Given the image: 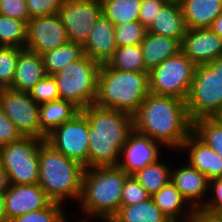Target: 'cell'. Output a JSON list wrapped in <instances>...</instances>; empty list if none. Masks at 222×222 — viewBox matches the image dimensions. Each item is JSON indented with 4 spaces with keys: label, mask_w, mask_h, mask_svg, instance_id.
<instances>
[{
    "label": "cell",
    "mask_w": 222,
    "mask_h": 222,
    "mask_svg": "<svg viewBox=\"0 0 222 222\" xmlns=\"http://www.w3.org/2000/svg\"><path fill=\"white\" fill-rule=\"evenodd\" d=\"M181 52L196 66L210 64L222 56V38L210 28L187 29Z\"/></svg>",
    "instance_id": "15"
},
{
    "label": "cell",
    "mask_w": 222,
    "mask_h": 222,
    "mask_svg": "<svg viewBox=\"0 0 222 222\" xmlns=\"http://www.w3.org/2000/svg\"><path fill=\"white\" fill-rule=\"evenodd\" d=\"M94 1H98V2H101V3H102L104 0H94Z\"/></svg>",
    "instance_id": "52"
},
{
    "label": "cell",
    "mask_w": 222,
    "mask_h": 222,
    "mask_svg": "<svg viewBox=\"0 0 222 222\" xmlns=\"http://www.w3.org/2000/svg\"><path fill=\"white\" fill-rule=\"evenodd\" d=\"M147 28L140 21L125 22L114 26V36L117 47L140 45Z\"/></svg>",
    "instance_id": "33"
},
{
    "label": "cell",
    "mask_w": 222,
    "mask_h": 222,
    "mask_svg": "<svg viewBox=\"0 0 222 222\" xmlns=\"http://www.w3.org/2000/svg\"><path fill=\"white\" fill-rule=\"evenodd\" d=\"M0 222H8L5 209V194H0Z\"/></svg>",
    "instance_id": "46"
},
{
    "label": "cell",
    "mask_w": 222,
    "mask_h": 222,
    "mask_svg": "<svg viewBox=\"0 0 222 222\" xmlns=\"http://www.w3.org/2000/svg\"><path fill=\"white\" fill-rule=\"evenodd\" d=\"M64 205L51 202L46 208L31 211L8 222H61L65 217Z\"/></svg>",
    "instance_id": "35"
},
{
    "label": "cell",
    "mask_w": 222,
    "mask_h": 222,
    "mask_svg": "<svg viewBox=\"0 0 222 222\" xmlns=\"http://www.w3.org/2000/svg\"><path fill=\"white\" fill-rule=\"evenodd\" d=\"M141 2V0H104L102 2L103 15L114 26L138 21Z\"/></svg>",
    "instance_id": "29"
},
{
    "label": "cell",
    "mask_w": 222,
    "mask_h": 222,
    "mask_svg": "<svg viewBox=\"0 0 222 222\" xmlns=\"http://www.w3.org/2000/svg\"><path fill=\"white\" fill-rule=\"evenodd\" d=\"M151 198L161 212L172 222L189 219L194 210L171 180Z\"/></svg>",
    "instance_id": "25"
},
{
    "label": "cell",
    "mask_w": 222,
    "mask_h": 222,
    "mask_svg": "<svg viewBox=\"0 0 222 222\" xmlns=\"http://www.w3.org/2000/svg\"><path fill=\"white\" fill-rule=\"evenodd\" d=\"M23 49L20 47L0 46V89L12 86L18 56Z\"/></svg>",
    "instance_id": "34"
},
{
    "label": "cell",
    "mask_w": 222,
    "mask_h": 222,
    "mask_svg": "<svg viewBox=\"0 0 222 222\" xmlns=\"http://www.w3.org/2000/svg\"><path fill=\"white\" fill-rule=\"evenodd\" d=\"M170 2L181 3L183 0H168Z\"/></svg>",
    "instance_id": "50"
},
{
    "label": "cell",
    "mask_w": 222,
    "mask_h": 222,
    "mask_svg": "<svg viewBox=\"0 0 222 222\" xmlns=\"http://www.w3.org/2000/svg\"><path fill=\"white\" fill-rule=\"evenodd\" d=\"M192 131L222 158V124L213 117H204L193 122Z\"/></svg>",
    "instance_id": "31"
},
{
    "label": "cell",
    "mask_w": 222,
    "mask_h": 222,
    "mask_svg": "<svg viewBox=\"0 0 222 222\" xmlns=\"http://www.w3.org/2000/svg\"><path fill=\"white\" fill-rule=\"evenodd\" d=\"M151 196L147 193L144 187L134 178L129 175L123 185L121 206L134 205L149 199Z\"/></svg>",
    "instance_id": "37"
},
{
    "label": "cell",
    "mask_w": 222,
    "mask_h": 222,
    "mask_svg": "<svg viewBox=\"0 0 222 222\" xmlns=\"http://www.w3.org/2000/svg\"><path fill=\"white\" fill-rule=\"evenodd\" d=\"M133 129L178 151L192 132L193 122L185 100L149 93L133 115Z\"/></svg>",
    "instance_id": "1"
},
{
    "label": "cell",
    "mask_w": 222,
    "mask_h": 222,
    "mask_svg": "<svg viewBox=\"0 0 222 222\" xmlns=\"http://www.w3.org/2000/svg\"><path fill=\"white\" fill-rule=\"evenodd\" d=\"M110 222H172L150 197L144 202L121 206Z\"/></svg>",
    "instance_id": "26"
},
{
    "label": "cell",
    "mask_w": 222,
    "mask_h": 222,
    "mask_svg": "<svg viewBox=\"0 0 222 222\" xmlns=\"http://www.w3.org/2000/svg\"><path fill=\"white\" fill-rule=\"evenodd\" d=\"M185 103L192 122L213 117L222 108V78L209 64L196 66Z\"/></svg>",
    "instance_id": "8"
},
{
    "label": "cell",
    "mask_w": 222,
    "mask_h": 222,
    "mask_svg": "<svg viewBox=\"0 0 222 222\" xmlns=\"http://www.w3.org/2000/svg\"><path fill=\"white\" fill-rule=\"evenodd\" d=\"M116 48L114 25L102 15L92 27L83 45L84 54L97 63L104 64L113 57Z\"/></svg>",
    "instance_id": "19"
},
{
    "label": "cell",
    "mask_w": 222,
    "mask_h": 222,
    "mask_svg": "<svg viewBox=\"0 0 222 222\" xmlns=\"http://www.w3.org/2000/svg\"><path fill=\"white\" fill-rule=\"evenodd\" d=\"M0 15L26 23L30 20L26 0H1Z\"/></svg>",
    "instance_id": "39"
},
{
    "label": "cell",
    "mask_w": 222,
    "mask_h": 222,
    "mask_svg": "<svg viewBox=\"0 0 222 222\" xmlns=\"http://www.w3.org/2000/svg\"><path fill=\"white\" fill-rule=\"evenodd\" d=\"M69 42L58 14L35 17L26 23L25 48L39 55Z\"/></svg>",
    "instance_id": "13"
},
{
    "label": "cell",
    "mask_w": 222,
    "mask_h": 222,
    "mask_svg": "<svg viewBox=\"0 0 222 222\" xmlns=\"http://www.w3.org/2000/svg\"><path fill=\"white\" fill-rule=\"evenodd\" d=\"M140 45L146 69L150 72L167 58L180 53L182 40L147 31Z\"/></svg>",
    "instance_id": "21"
},
{
    "label": "cell",
    "mask_w": 222,
    "mask_h": 222,
    "mask_svg": "<svg viewBox=\"0 0 222 222\" xmlns=\"http://www.w3.org/2000/svg\"><path fill=\"white\" fill-rule=\"evenodd\" d=\"M52 200L46 192L36 184H10L5 193V209L7 220L22 216L31 211L46 208Z\"/></svg>",
    "instance_id": "16"
},
{
    "label": "cell",
    "mask_w": 222,
    "mask_h": 222,
    "mask_svg": "<svg viewBox=\"0 0 222 222\" xmlns=\"http://www.w3.org/2000/svg\"><path fill=\"white\" fill-rule=\"evenodd\" d=\"M101 64L84 55L52 75L60 99L72 102L80 110L94 104Z\"/></svg>",
    "instance_id": "6"
},
{
    "label": "cell",
    "mask_w": 222,
    "mask_h": 222,
    "mask_svg": "<svg viewBox=\"0 0 222 222\" xmlns=\"http://www.w3.org/2000/svg\"><path fill=\"white\" fill-rule=\"evenodd\" d=\"M180 6L187 29L209 28L222 13V0H183Z\"/></svg>",
    "instance_id": "24"
},
{
    "label": "cell",
    "mask_w": 222,
    "mask_h": 222,
    "mask_svg": "<svg viewBox=\"0 0 222 222\" xmlns=\"http://www.w3.org/2000/svg\"><path fill=\"white\" fill-rule=\"evenodd\" d=\"M171 181L193 208H202L206 203L209 180L196 168L185 163L171 170Z\"/></svg>",
    "instance_id": "17"
},
{
    "label": "cell",
    "mask_w": 222,
    "mask_h": 222,
    "mask_svg": "<svg viewBox=\"0 0 222 222\" xmlns=\"http://www.w3.org/2000/svg\"><path fill=\"white\" fill-rule=\"evenodd\" d=\"M30 19L57 14L64 0H26Z\"/></svg>",
    "instance_id": "38"
},
{
    "label": "cell",
    "mask_w": 222,
    "mask_h": 222,
    "mask_svg": "<svg viewBox=\"0 0 222 222\" xmlns=\"http://www.w3.org/2000/svg\"><path fill=\"white\" fill-rule=\"evenodd\" d=\"M9 186L10 182L8 178V173L0 162V194H5L6 191L9 189Z\"/></svg>",
    "instance_id": "44"
},
{
    "label": "cell",
    "mask_w": 222,
    "mask_h": 222,
    "mask_svg": "<svg viewBox=\"0 0 222 222\" xmlns=\"http://www.w3.org/2000/svg\"><path fill=\"white\" fill-rule=\"evenodd\" d=\"M23 136L14 126V124L7 118L0 105V147L11 142L18 141Z\"/></svg>",
    "instance_id": "42"
},
{
    "label": "cell",
    "mask_w": 222,
    "mask_h": 222,
    "mask_svg": "<svg viewBox=\"0 0 222 222\" xmlns=\"http://www.w3.org/2000/svg\"><path fill=\"white\" fill-rule=\"evenodd\" d=\"M147 31L156 35L182 40L186 34L187 26L180 3L168 1L160 11H158V14L147 28Z\"/></svg>",
    "instance_id": "23"
},
{
    "label": "cell",
    "mask_w": 222,
    "mask_h": 222,
    "mask_svg": "<svg viewBox=\"0 0 222 222\" xmlns=\"http://www.w3.org/2000/svg\"><path fill=\"white\" fill-rule=\"evenodd\" d=\"M83 45L67 42L61 47L42 54L46 75H54L66 65L73 63L84 56Z\"/></svg>",
    "instance_id": "27"
},
{
    "label": "cell",
    "mask_w": 222,
    "mask_h": 222,
    "mask_svg": "<svg viewBox=\"0 0 222 222\" xmlns=\"http://www.w3.org/2000/svg\"><path fill=\"white\" fill-rule=\"evenodd\" d=\"M43 139L22 137L0 147V162L10 184H36L39 181V150Z\"/></svg>",
    "instance_id": "7"
},
{
    "label": "cell",
    "mask_w": 222,
    "mask_h": 222,
    "mask_svg": "<svg viewBox=\"0 0 222 222\" xmlns=\"http://www.w3.org/2000/svg\"><path fill=\"white\" fill-rule=\"evenodd\" d=\"M84 216L82 215V218H80V220H78V221H76V222H91L88 218H86V217H84ZM68 218L67 217H65L61 222H68V220H67Z\"/></svg>",
    "instance_id": "49"
},
{
    "label": "cell",
    "mask_w": 222,
    "mask_h": 222,
    "mask_svg": "<svg viewBox=\"0 0 222 222\" xmlns=\"http://www.w3.org/2000/svg\"><path fill=\"white\" fill-rule=\"evenodd\" d=\"M149 93V72L122 71L104 63L94 104L133 116Z\"/></svg>",
    "instance_id": "4"
},
{
    "label": "cell",
    "mask_w": 222,
    "mask_h": 222,
    "mask_svg": "<svg viewBox=\"0 0 222 222\" xmlns=\"http://www.w3.org/2000/svg\"><path fill=\"white\" fill-rule=\"evenodd\" d=\"M80 111L88 120V168L117 166L120 151L133 130V116L95 104Z\"/></svg>",
    "instance_id": "2"
},
{
    "label": "cell",
    "mask_w": 222,
    "mask_h": 222,
    "mask_svg": "<svg viewBox=\"0 0 222 222\" xmlns=\"http://www.w3.org/2000/svg\"><path fill=\"white\" fill-rule=\"evenodd\" d=\"M187 151L188 164L203 173L209 181L222 177V158L193 131L180 148Z\"/></svg>",
    "instance_id": "18"
},
{
    "label": "cell",
    "mask_w": 222,
    "mask_h": 222,
    "mask_svg": "<svg viewBox=\"0 0 222 222\" xmlns=\"http://www.w3.org/2000/svg\"><path fill=\"white\" fill-rule=\"evenodd\" d=\"M167 2L168 0L142 1L138 21L148 28L158 14V11H160Z\"/></svg>",
    "instance_id": "41"
},
{
    "label": "cell",
    "mask_w": 222,
    "mask_h": 222,
    "mask_svg": "<svg viewBox=\"0 0 222 222\" xmlns=\"http://www.w3.org/2000/svg\"><path fill=\"white\" fill-rule=\"evenodd\" d=\"M29 94L38 104L60 99L58 86L52 75H46L37 82Z\"/></svg>",
    "instance_id": "36"
},
{
    "label": "cell",
    "mask_w": 222,
    "mask_h": 222,
    "mask_svg": "<svg viewBox=\"0 0 222 222\" xmlns=\"http://www.w3.org/2000/svg\"><path fill=\"white\" fill-rule=\"evenodd\" d=\"M196 65L182 52L167 58L149 72V91L186 100Z\"/></svg>",
    "instance_id": "9"
},
{
    "label": "cell",
    "mask_w": 222,
    "mask_h": 222,
    "mask_svg": "<svg viewBox=\"0 0 222 222\" xmlns=\"http://www.w3.org/2000/svg\"><path fill=\"white\" fill-rule=\"evenodd\" d=\"M160 142L132 130L120 151L118 166L127 174L133 175L161 158Z\"/></svg>",
    "instance_id": "14"
},
{
    "label": "cell",
    "mask_w": 222,
    "mask_h": 222,
    "mask_svg": "<svg viewBox=\"0 0 222 222\" xmlns=\"http://www.w3.org/2000/svg\"><path fill=\"white\" fill-rule=\"evenodd\" d=\"M218 122H222V108L213 116Z\"/></svg>",
    "instance_id": "48"
},
{
    "label": "cell",
    "mask_w": 222,
    "mask_h": 222,
    "mask_svg": "<svg viewBox=\"0 0 222 222\" xmlns=\"http://www.w3.org/2000/svg\"><path fill=\"white\" fill-rule=\"evenodd\" d=\"M85 166L66 157L45 140L39 150V186L53 201L64 205L66 199L78 201Z\"/></svg>",
    "instance_id": "5"
},
{
    "label": "cell",
    "mask_w": 222,
    "mask_h": 222,
    "mask_svg": "<svg viewBox=\"0 0 222 222\" xmlns=\"http://www.w3.org/2000/svg\"><path fill=\"white\" fill-rule=\"evenodd\" d=\"M217 74L222 78V56L218 57L216 60L212 61L209 64Z\"/></svg>",
    "instance_id": "47"
},
{
    "label": "cell",
    "mask_w": 222,
    "mask_h": 222,
    "mask_svg": "<svg viewBox=\"0 0 222 222\" xmlns=\"http://www.w3.org/2000/svg\"><path fill=\"white\" fill-rule=\"evenodd\" d=\"M209 28L222 38V13L212 22Z\"/></svg>",
    "instance_id": "45"
},
{
    "label": "cell",
    "mask_w": 222,
    "mask_h": 222,
    "mask_svg": "<svg viewBox=\"0 0 222 222\" xmlns=\"http://www.w3.org/2000/svg\"><path fill=\"white\" fill-rule=\"evenodd\" d=\"M26 22L0 15V46L25 48Z\"/></svg>",
    "instance_id": "32"
},
{
    "label": "cell",
    "mask_w": 222,
    "mask_h": 222,
    "mask_svg": "<svg viewBox=\"0 0 222 222\" xmlns=\"http://www.w3.org/2000/svg\"><path fill=\"white\" fill-rule=\"evenodd\" d=\"M46 76L42 55L24 48L18 56L10 89L29 93Z\"/></svg>",
    "instance_id": "20"
},
{
    "label": "cell",
    "mask_w": 222,
    "mask_h": 222,
    "mask_svg": "<svg viewBox=\"0 0 222 222\" xmlns=\"http://www.w3.org/2000/svg\"><path fill=\"white\" fill-rule=\"evenodd\" d=\"M0 105L23 137L40 138L39 104L29 93L2 88Z\"/></svg>",
    "instance_id": "11"
},
{
    "label": "cell",
    "mask_w": 222,
    "mask_h": 222,
    "mask_svg": "<svg viewBox=\"0 0 222 222\" xmlns=\"http://www.w3.org/2000/svg\"><path fill=\"white\" fill-rule=\"evenodd\" d=\"M189 220L191 222H222V215L206 211L203 208H194Z\"/></svg>",
    "instance_id": "43"
},
{
    "label": "cell",
    "mask_w": 222,
    "mask_h": 222,
    "mask_svg": "<svg viewBox=\"0 0 222 222\" xmlns=\"http://www.w3.org/2000/svg\"><path fill=\"white\" fill-rule=\"evenodd\" d=\"M80 109L72 102L57 99L39 104L40 139L46 136L63 123L70 121Z\"/></svg>",
    "instance_id": "22"
},
{
    "label": "cell",
    "mask_w": 222,
    "mask_h": 222,
    "mask_svg": "<svg viewBox=\"0 0 222 222\" xmlns=\"http://www.w3.org/2000/svg\"><path fill=\"white\" fill-rule=\"evenodd\" d=\"M69 42L84 45L92 27L103 15L102 3L94 0H64L57 13Z\"/></svg>",
    "instance_id": "12"
},
{
    "label": "cell",
    "mask_w": 222,
    "mask_h": 222,
    "mask_svg": "<svg viewBox=\"0 0 222 222\" xmlns=\"http://www.w3.org/2000/svg\"><path fill=\"white\" fill-rule=\"evenodd\" d=\"M128 176L118 165L85 168L78 200L84 216L110 222L120 210Z\"/></svg>",
    "instance_id": "3"
},
{
    "label": "cell",
    "mask_w": 222,
    "mask_h": 222,
    "mask_svg": "<svg viewBox=\"0 0 222 222\" xmlns=\"http://www.w3.org/2000/svg\"><path fill=\"white\" fill-rule=\"evenodd\" d=\"M88 120L80 111L46 136L45 141L66 157L88 168Z\"/></svg>",
    "instance_id": "10"
},
{
    "label": "cell",
    "mask_w": 222,
    "mask_h": 222,
    "mask_svg": "<svg viewBox=\"0 0 222 222\" xmlns=\"http://www.w3.org/2000/svg\"><path fill=\"white\" fill-rule=\"evenodd\" d=\"M173 222H191L189 219L184 220V221H173Z\"/></svg>",
    "instance_id": "51"
},
{
    "label": "cell",
    "mask_w": 222,
    "mask_h": 222,
    "mask_svg": "<svg viewBox=\"0 0 222 222\" xmlns=\"http://www.w3.org/2000/svg\"><path fill=\"white\" fill-rule=\"evenodd\" d=\"M107 63L117 70L149 72L145 66L141 45L117 47L113 57Z\"/></svg>",
    "instance_id": "30"
},
{
    "label": "cell",
    "mask_w": 222,
    "mask_h": 222,
    "mask_svg": "<svg viewBox=\"0 0 222 222\" xmlns=\"http://www.w3.org/2000/svg\"><path fill=\"white\" fill-rule=\"evenodd\" d=\"M160 160L149 164L133 174L134 178L144 187L150 196L157 193L171 180L173 166L170 167L168 163L161 162Z\"/></svg>",
    "instance_id": "28"
},
{
    "label": "cell",
    "mask_w": 222,
    "mask_h": 222,
    "mask_svg": "<svg viewBox=\"0 0 222 222\" xmlns=\"http://www.w3.org/2000/svg\"><path fill=\"white\" fill-rule=\"evenodd\" d=\"M209 190H211L212 195H210L211 197L208 196L202 208L206 211L222 215V177L209 181Z\"/></svg>",
    "instance_id": "40"
}]
</instances>
